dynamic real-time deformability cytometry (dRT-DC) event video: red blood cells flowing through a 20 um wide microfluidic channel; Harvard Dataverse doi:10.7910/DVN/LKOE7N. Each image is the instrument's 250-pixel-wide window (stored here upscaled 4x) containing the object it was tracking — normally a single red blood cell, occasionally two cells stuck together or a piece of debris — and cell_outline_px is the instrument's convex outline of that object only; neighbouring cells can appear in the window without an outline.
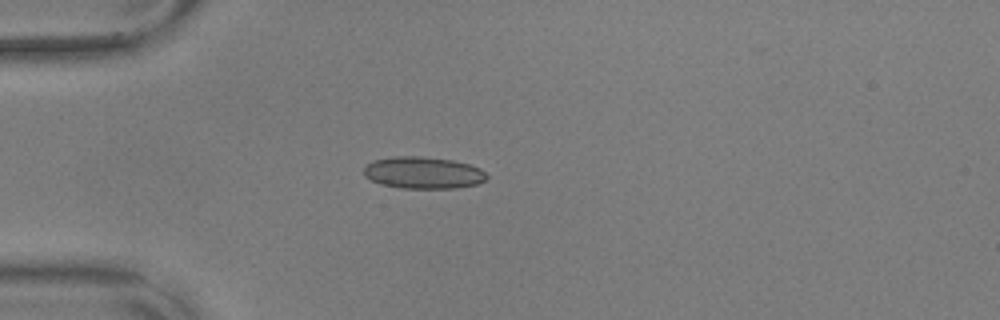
{"species": "common noctule bat (a hibernating species)", "species_latin": "Nyctalus noctula", "temperature_condition": "warm", "stored_images_in_passage": 39, "camera_frame_rate_fps": 3000, "um_per_image_px": 0.085, "animal": {"sex": "male", "body_mass_g": 17.9, "forearm_length_mm": 54.2}, "frame": {"image": 1, "passage_image": 1, "time_ms": 0.0, "image_size_px": [1000, 320], "cell_outline_px": [[488, 180], [476, 184], [456, 188], [400, 188], [380, 184], [364, 176], [364, 168], [372, 160], [392, 156], [420, 156], [452, 160], [468, 164], [480, 168], [488, 176]], "centroid_in_image_um": [35.97, 14.68], "position_along_channel_um": 49.0, "area_um2": 22.95}}
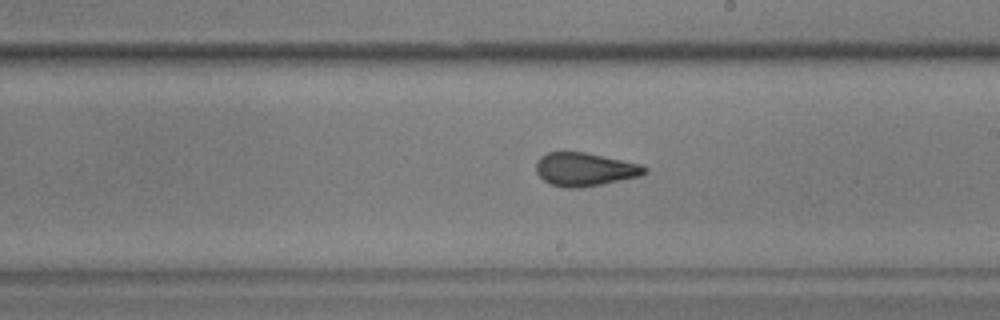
{"frame": {"image": 2, "passage_image": 18, "time_ms": 5.667, "image_size_px": [1000, 320], "cell_outline_px": [[648, 172], [640, 176], [580, 188], [568, 188], [548, 184], [536, 172], [536, 160], [540, 156], [548, 152], [584, 152], [640, 164], [648, 168]], "centroid_in_image_um": [49.68, 14.4], "position_along_channel_um": 239.3, "area_um2": 21.04}}
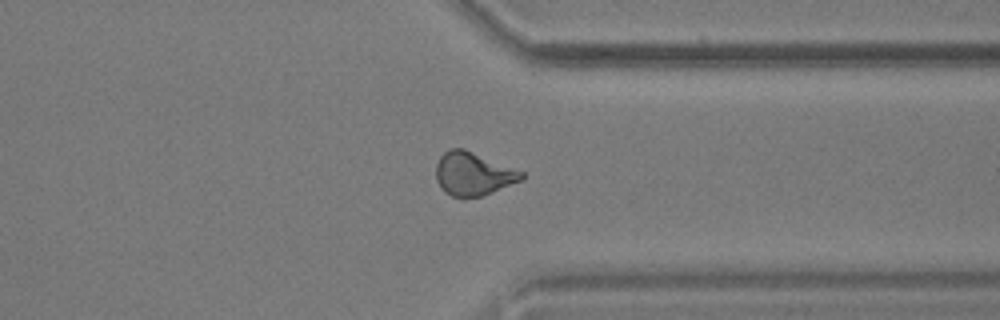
{"frame": {"image": 3, "passage_image": 29, "time_ms": 9.333, "image_size_px": [1000, 320], "cell_outline_px": [[524, 176], [520, 180], [492, 192], [480, 196], [464, 200], [452, 196], [444, 192], [436, 180], [436, 164], [440, 156], [448, 148], [464, 148], [524, 172]], "centroid_in_image_um": [40.17, 14.79], "position_along_channel_um": 371.2, "area_um2": 21.73}, "authors_computed_cell_mechanics": {"area_um2": 21.097, "velocity_mm_per_s": 3.6188, "shape_relaxation_time_tau1_ms": null, "shape_relaxation_time_tau2_ms": 1.5155, "deformation_change_tau1": null, "deformation_change_tau2": 0.0787}}